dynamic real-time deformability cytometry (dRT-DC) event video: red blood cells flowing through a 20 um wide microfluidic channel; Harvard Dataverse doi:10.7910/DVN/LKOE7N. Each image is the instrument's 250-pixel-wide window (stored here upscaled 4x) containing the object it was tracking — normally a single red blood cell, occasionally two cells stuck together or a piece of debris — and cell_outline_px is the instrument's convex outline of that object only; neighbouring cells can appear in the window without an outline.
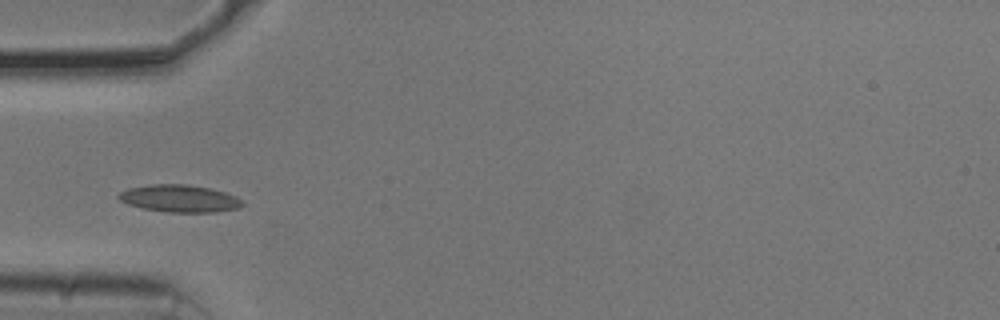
{"species": "common noctule bat (a hibernating species)", "species_latin": "Nyctalus noctula", "temperature_condition": "cold", "stored_images_in_passage": 38, "camera_frame_rate_fps": 3000, "um_per_image_px": 0.085, "animal": {"sex": "male", "body_mass_g": 20.5, "forearm_length_mm": 52.5}, "frame": {"image": 1, "passage_image": 1, "time_ms": 0.0, "image_size_px": [1000, 320], "cell_outline_px": [[244, 204], [236, 208], [216, 212], [168, 212], [140, 208], [128, 204], [120, 200], [116, 196], [120, 192], [128, 188], [152, 184], [184, 184], [208, 188], [224, 192], [236, 196]], "centroid_in_image_um": [15.21, 16.87], "position_along_channel_um": 69.8, "area_um2": 19.54}}
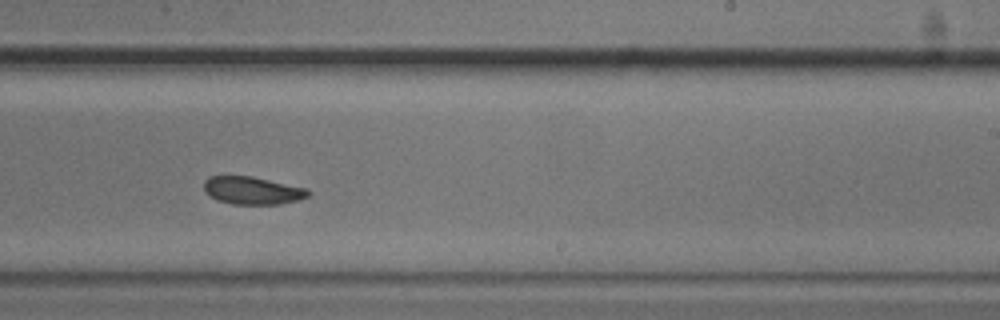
{"frame": {"image": 2, "passage_image": 17, "time_ms": 5.333, "image_size_px": [1000, 320], "cell_outline_px": [[312, 192], [308, 196], [300, 200], [280, 204], [232, 204], [216, 200], [204, 192], [204, 180], [208, 176], [252, 176], [308, 188]], "centroid_in_image_um": [21.47, 16.19], "position_along_channel_um": 267.5, "area_um2": 17.11}}
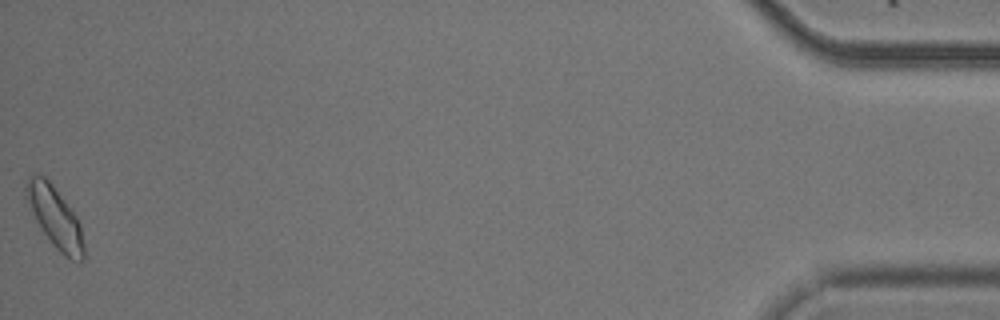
{"frame": {"image": 3, "passage_image": 38, "time_ms": 12.333, "image_size_px": [1000, 320], "cell_outline_px": [[84, 260], [80, 264], [76, 264], [64, 256], [52, 244], [40, 228], [24, 196], [24, 188], [28, 176], [44, 176], [52, 184], [76, 216], [80, 224], [84, 244]], "centroid_in_image_um": [4.69, 18.53], "position_along_channel_um": 430.5, "area_um2": 20.58}, "authors_computed_cell_mechanics": {"area_um2": 17.6001, "velocity_mm_per_s": 3.7028, "shape_relaxation_time_tau1_ms": 3.6484, "shape_relaxation_time_tau2_ms": 3.9004, "deformation_change_tau1": 0.0948, "deformation_change_tau2": 0.0823}}